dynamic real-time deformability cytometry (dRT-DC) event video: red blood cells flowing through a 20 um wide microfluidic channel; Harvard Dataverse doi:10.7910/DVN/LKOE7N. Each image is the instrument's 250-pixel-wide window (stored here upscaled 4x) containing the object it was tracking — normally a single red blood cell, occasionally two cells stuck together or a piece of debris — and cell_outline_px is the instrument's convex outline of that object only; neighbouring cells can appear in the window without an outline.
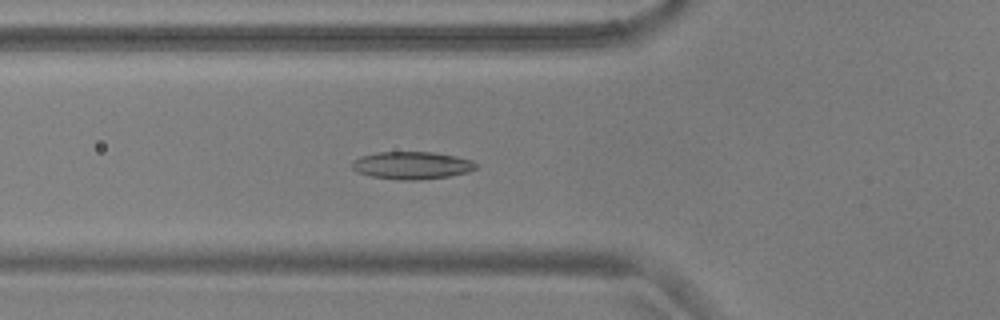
{"species": "common noctule bat (a hibernating species)", "species_latin": "Nyctalus noctula", "temperature_condition": "warm", "stored_images_in_passage": 45, "camera_frame_rate_fps": 3000, "um_per_image_px": 0.085, "animal": {"sex": "male", "body_mass_g": 17.9, "forearm_length_mm": 54.2}, "frame": {"image": 1, "passage_image": 11, "time_ms": 3.333, "image_size_px": [1000, 320], "cell_outline_px": [[476, 168], [468, 172], [448, 176], [420, 180], [400, 180], [372, 176], [356, 172], [352, 168], [352, 160], [360, 156], [380, 152], [432, 152], [456, 156], [472, 160], [476, 164]], "centroid_in_image_um": [34.99, 14.05], "position_along_channel_um": 90.8, "area_um2": 19.88}}
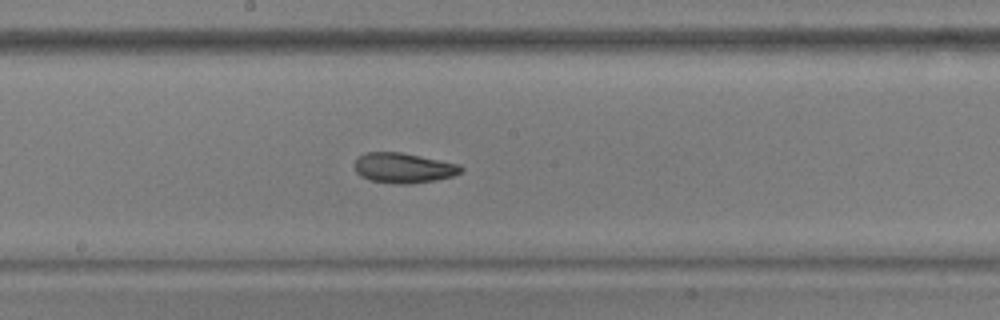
{"frame": {"image": 2, "passage_image": 21, "time_ms": 6.667, "image_size_px": [1000, 320], "cell_outline_px": [[464, 168], [460, 172], [452, 176], [436, 180], [412, 184], [396, 184], [372, 180], [360, 176], [356, 172], [356, 160], [360, 156], [368, 152], [400, 152], [460, 164]], "centroid_in_image_um": [34.33, 14.28], "position_along_channel_um": 213.9, "area_um2": 18.5}}
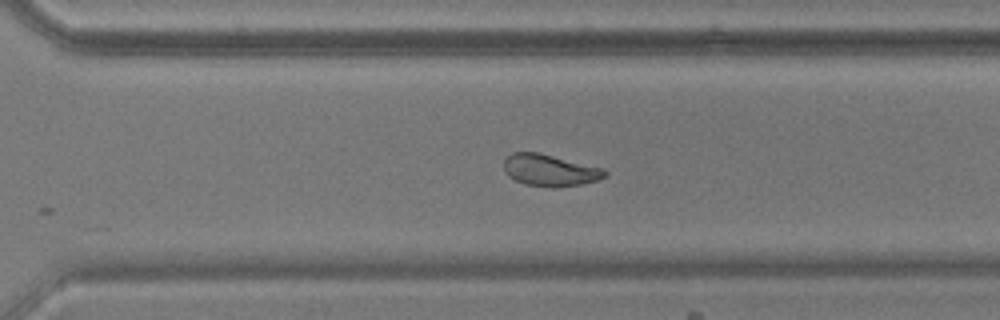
{"frame": {"image": 3, "passage_image": 30, "time_ms": 9.667, "image_size_px": [1000, 320], "cell_outline_px": [[608, 176], [596, 180], [580, 184], [556, 188], [552, 188], [524, 184], [508, 176], [504, 172], [504, 160], [512, 152], [536, 152], [600, 168], [608, 172]], "centroid_in_image_um": [46.69, 14.49], "position_along_channel_um": 323.9, "area_um2": 18.44}, "authors_computed_cell_mechanics": {"area_um2": 18.4382, "velocity_mm_per_s": 3.6723, "shape_relaxation_time_tau1_ms": 9.8934, "shape_relaxation_time_tau2_ms": 2.3174, "deformation_change_tau1": 0.1919, "deformation_change_tau2": 0.0814}}